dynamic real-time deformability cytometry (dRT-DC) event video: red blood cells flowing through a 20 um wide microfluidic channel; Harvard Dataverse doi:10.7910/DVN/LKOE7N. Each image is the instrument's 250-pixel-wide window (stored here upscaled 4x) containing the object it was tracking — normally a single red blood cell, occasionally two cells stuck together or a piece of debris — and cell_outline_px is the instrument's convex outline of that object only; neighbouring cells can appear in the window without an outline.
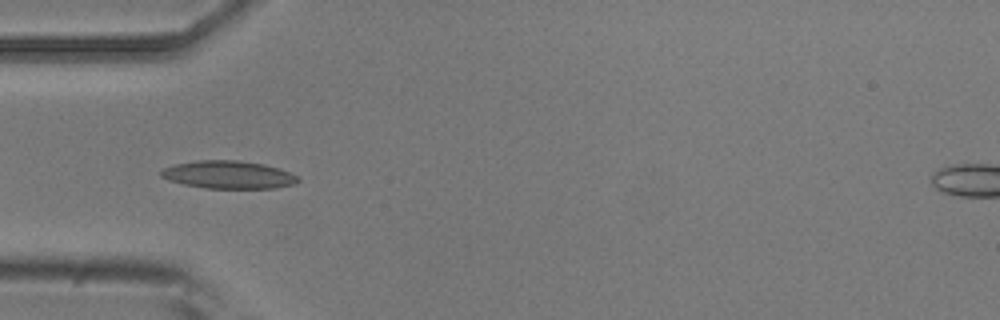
{"species": "common noctule bat (a hibernating species)", "species_latin": "Nyctalus noctula", "temperature_condition": "room temperature", "stored_images_in_passage": 5, "camera_frame_rate_fps": 3000, "um_per_image_px": 0.085, "animal": {"sex": "male", "body_mass_g": 20.5, "forearm_length_mm": 52.5}, "frame": {"image": 1, "passage_image": 3, "time_ms": 2.333, "image_size_px": [1000, 320], "cell_outline_px": [[300, 180], [296, 184], [276, 188], [204, 188], [184, 184], [168, 180], [160, 176], [160, 172], [164, 168], [176, 164], [196, 160], [236, 160], [264, 164], [288, 172], [296, 176]], "centroid_in_image_um": [19.4, 14.85], "position_along_channel_um": 65.6, "area_um2": 22.08}}
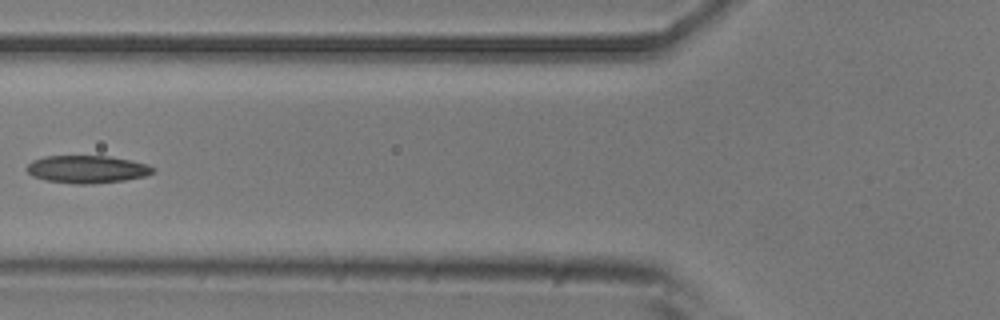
{"frame": {"image": 2, "passage_image": 4, "time_ms": 3.667, "image_size_px": [1000, 320], "cell_outline_px": [[156, 168], [152, 172], [144, 176], [124, 180], [92, 184], [72, 184], [44, 180], [32, 176], [24, 168], [32, 160], [44, 156], [108, 156], [148, 164]], "centroid_in_image_um": [7.34, 14.39], "position_along_channel_um": 118.5, "area_um2": 20.4}}
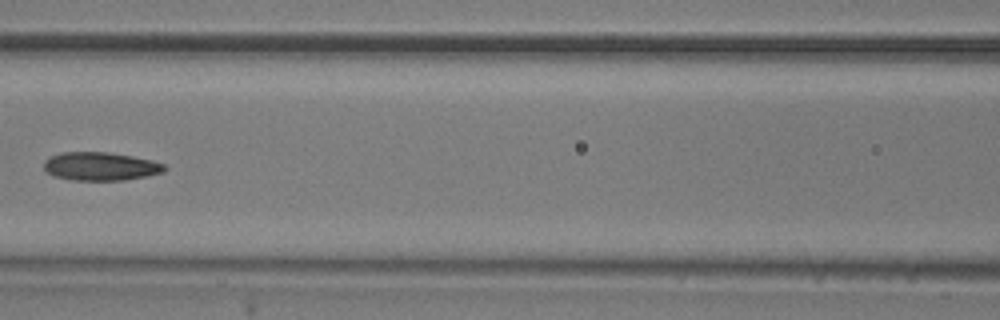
{"frame": {"image": 3, "passage_image": 5, "time_ms": 4.667, "image_size_px": [1000, 320], "cell_outline_px": [[168, 168], [164, 172], [148, 176], [124, 180], [72, 180], [56, 176], [48, 172], [44, 168], [44, 160], [60, 152], [108, 152], [132, 156], [152, 160], [164, 164]], "centroid_in_image_um": [8.58, 14.13], "position_along_channel_um": 158.0, "area_um2": 19.94}}